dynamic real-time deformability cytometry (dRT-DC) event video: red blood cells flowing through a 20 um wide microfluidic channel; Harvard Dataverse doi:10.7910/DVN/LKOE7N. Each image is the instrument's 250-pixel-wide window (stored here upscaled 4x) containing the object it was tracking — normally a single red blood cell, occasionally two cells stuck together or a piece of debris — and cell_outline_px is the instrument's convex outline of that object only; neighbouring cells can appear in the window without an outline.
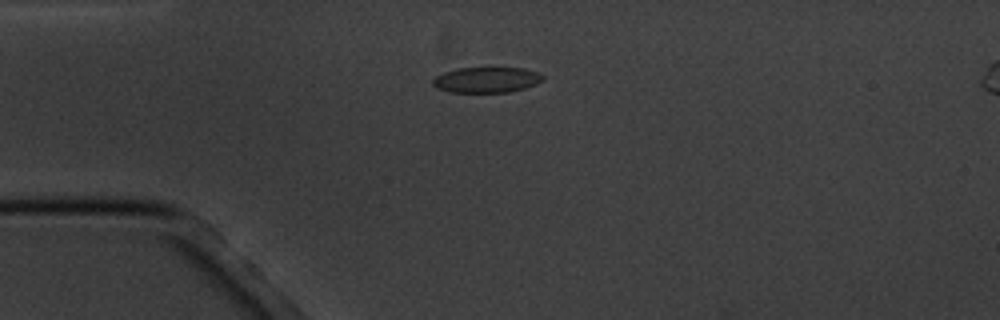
{"species": "common noctule bat (a hibernating species)", "species_latin": "Nyctalus noctula", "temperature_condition": "cold", "stored_images_in_passage": 9, "camera_frame_rate_fps": 3000, "um_per_image_px": 0.085, "animal": {"sex": "male", "body_mass_g": 20.1, "forearm_length_mm": 53.5}, "frame": {"image": 1, "passage_image": 4, "time_ms": 3.333, "image_size_px": [1000, 320], "cell_outline_px": [[544, 80], [536, 84], [524, 88], [508, 92], [448, 92], [436, 88], [432, 84], [432, 80], [436, 76], [444, 72], [456, 68], [492, 64], [524, 68], [540, 72], [544, 76]], "centroid_in_image_um": [41.38, 6.72], "position_along_channel_um": 43.6, "area_um2": 17.51}}
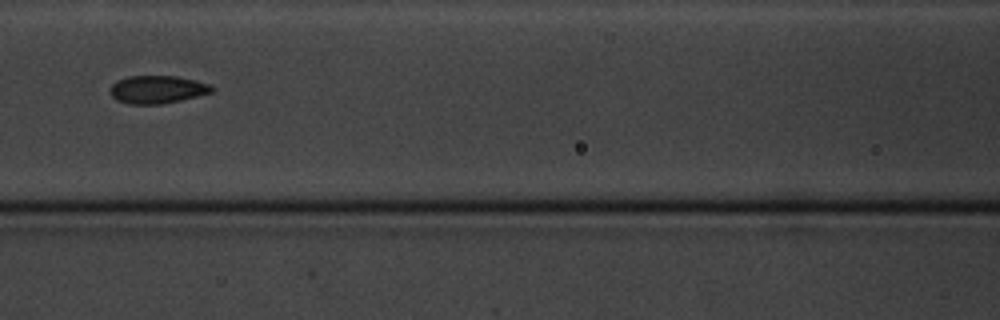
{"frame": {"image": 2, "passage_image": 7, "time_ms": 7.0, "image_size_px": [1000, 320], "cell_outline_px": [[216, 88], [212, 92], [180, 100], [160, 104], [128, 104], [116, 100], [108, 92], [108, 88], [116, 80], [128, 76], [176, 76], [212, 84]], "centroid_in_image_um": [13.34, 7.6], "position_along_channel_um": 153.3, "area_um2": 16.7}}
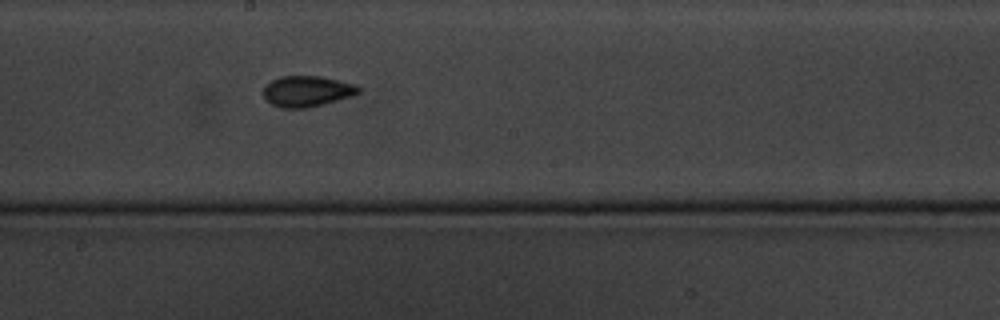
{"frame": {"image": 3, "passage_image": 9, "time_ms": 9.0, "image_size_px": [1000, 320], "cell_outline_px": [[360, 92], [352, 96], [324, 104], [308, 108], [280, 108], [272, 104], [264, 96], [264, 88], [272, 80], [280, 76], [320, 76], [356, 84], [360, 88]], "centroid_in_image_um": [26.12, 7.76], "position_along_channel_um": 222.1, "area_um2": 17.05}}